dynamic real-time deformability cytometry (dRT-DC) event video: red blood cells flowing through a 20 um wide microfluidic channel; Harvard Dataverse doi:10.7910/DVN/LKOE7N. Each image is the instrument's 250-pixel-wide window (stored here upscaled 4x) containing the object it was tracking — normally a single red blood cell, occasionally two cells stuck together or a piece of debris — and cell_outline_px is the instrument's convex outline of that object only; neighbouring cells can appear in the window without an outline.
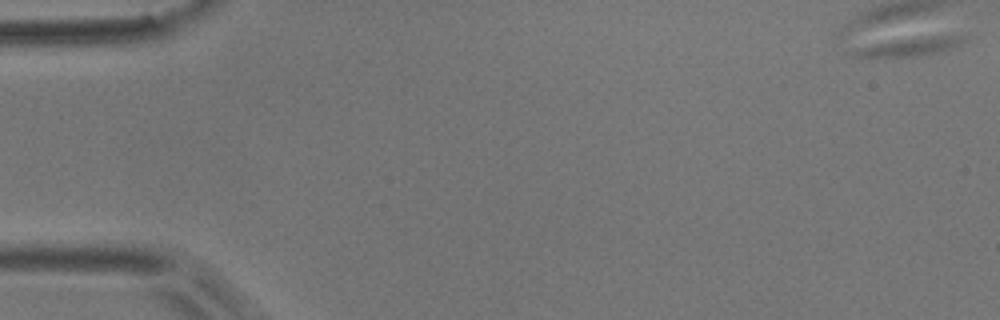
{"species": "common noctule bat (a hibernating species)", "species_latin": "Nyctalus noctula", "temperature_condition": "room temperature", "stored_images_in_passage": 4, "camera_frame_rate_fps": 3000, "um_per_image_px": 0.085, "animal": {"sex": "male", "body_mass_g": 17.9}, "frame": {"image": 1, "passage_image": 1, "time_ms": 0.0, "image_size_px": [1000, 320], "cell_outline_px": [[968, 40], [944, 52], [920, 56], [852, 56], [844, 52], [844, 48], [896, 40], [928, 36], [968, 32]], "centroid_in_image_um": [77.37, 3.93], "position_along_channel_um": 7.6, "area_um2": 12.83}}